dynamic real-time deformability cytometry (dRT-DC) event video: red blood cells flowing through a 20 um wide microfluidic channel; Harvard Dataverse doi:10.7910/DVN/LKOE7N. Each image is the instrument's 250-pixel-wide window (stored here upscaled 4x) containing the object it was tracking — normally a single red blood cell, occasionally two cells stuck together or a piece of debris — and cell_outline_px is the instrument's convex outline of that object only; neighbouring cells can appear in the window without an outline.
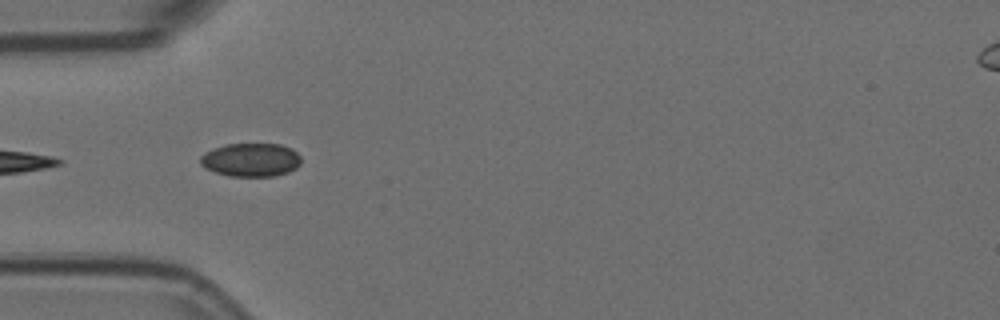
{"species": "Egyptian fruit bat (a non-hibernating species)", "species_latin": "Rousettus aegyptiacus", "temperature_condition": "room temperature", "stored_images_in_passage": 8, "camera_frame_rate_fps": 3000, "um_per_image_px": 0.085, "animal": {"sex": "female"}, "frame": {"image": 1, "passage_image": 5, "time_ms": 1.333, "image_size_px": [1000, 320], "cell_outline_px": [[300, 164], [296, 168], [288, 172], [276, 176], [228, 176], [204, 168], [200, 164], [200, 156], [204, 152], [212, 148], [224, 144], [280, 144], [292, 148], [300, 156]], "centroid_in_image_um": [21.3, 13.58], "position_along_channel_um": 63.7, "area_um2": 19.88}}
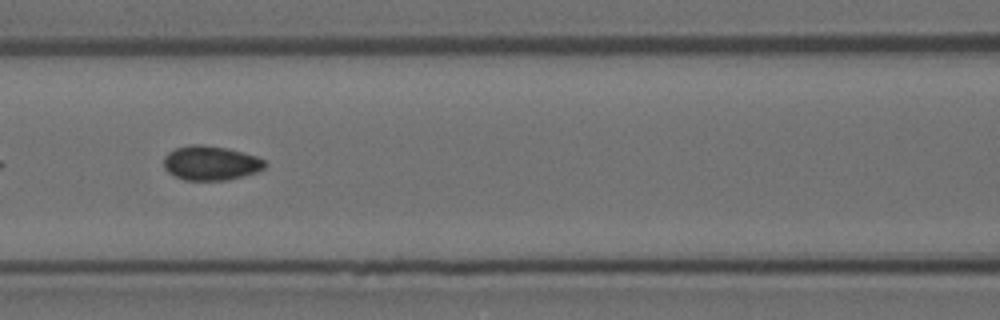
{"frame": {"image": 2, "passage_image": 7, "time_ms": 2.0, "image_size_px": [1000, 320], "cell_outline_px": [[268, 164], [264, 168], [256, 172], [244, 176], [228, 180], [184, 180], [168, 172], [164, 168], [164, 156], [168, 152], [176, 148], [192, 144], [200, 144], [228, 148], [244, 152], [256, 156], [264, 160]], "centroid_in_image_um": [17.93, 13.85], "position_along_channel_um": 148.7, "area_um2": 20.4}}
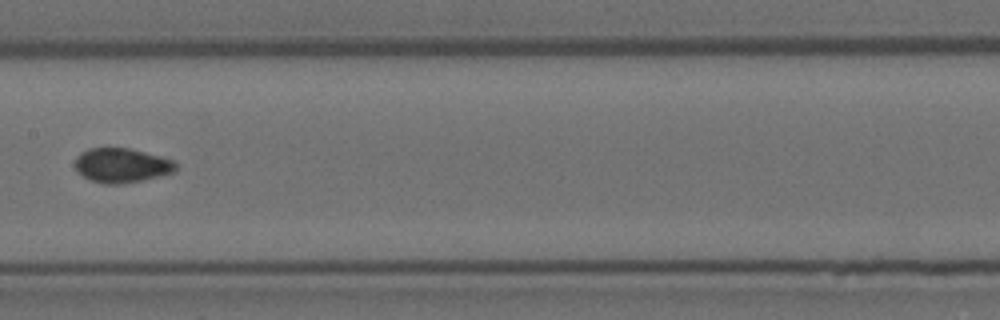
{"frame": {"image": 3, "passage_image": 8, "time_ms": 2.333, "image_size_px": [1000, 320], "cell_outline_px": [[176, 168], [172, 172], [160, 176], [144, 180], [124, 184], [104, 184], [92, 180], [76, 172], [76, 156], [80, 152], [88, 148], [128, 148], [144, 152], [172, 160], [176, 164]], "centroid_in_image_um": [10.31, 14.06], "position_along_channel_um": 197.1, "area_um2": 20.11}}